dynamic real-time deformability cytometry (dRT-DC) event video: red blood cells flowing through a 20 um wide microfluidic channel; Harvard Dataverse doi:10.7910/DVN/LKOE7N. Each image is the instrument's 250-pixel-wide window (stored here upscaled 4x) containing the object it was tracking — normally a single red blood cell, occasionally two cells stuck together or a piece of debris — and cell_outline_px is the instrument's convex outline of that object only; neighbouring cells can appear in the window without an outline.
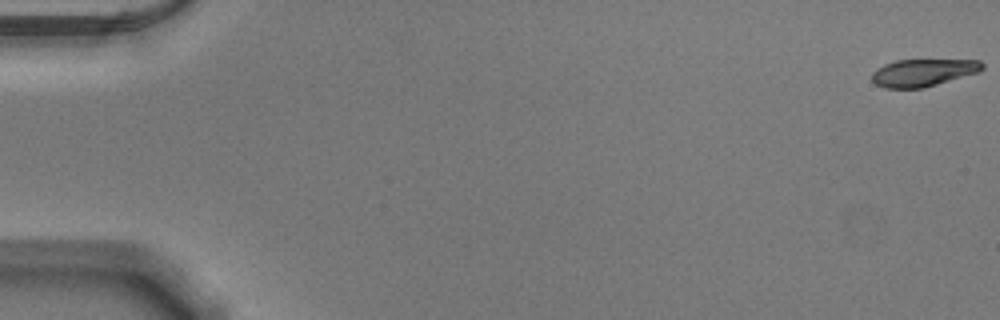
{"species": "Egyptian fruit bat (a non-hibernating species)", "species_latin": "Rousettus aegyptiacus", "temperature_condition": "warm", "stored_images_in_passage": 53, "camera_frame_rate_fps": 3000, "um_per_image_px": 0.085, "animal": {"sex": "male"}, "frame": {"image": 1, "passage_image": 1, "time_ms": 0.0, "image_size_px": [1000, 320], "cell_outline_px": [[984, 68], [980, 72], [924, 88], [884, 88], [876, 84], [872, 80], [872, 72], [876, 68], [884, 64], [896, 60], [980, 60], [984, 64]], "centroid_in_image_um": [78.47, 6.17], "position_along_channel_um": 6.5, "area_um2": 17.74}}
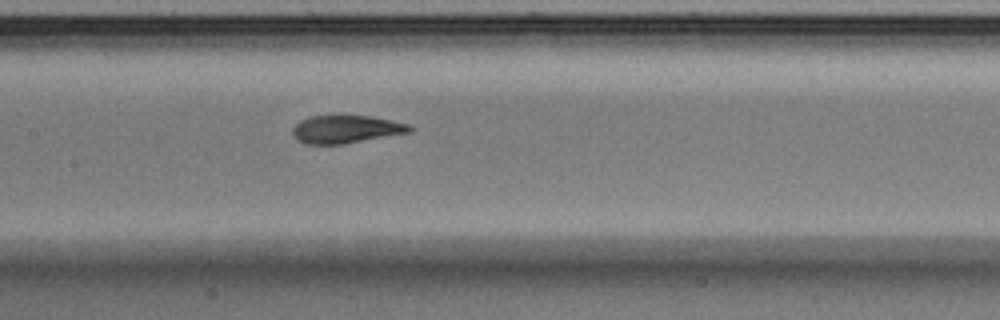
{"frame": {"image": 2, "passage_image": 27, "time_ms": 8.667, "image_size_px": [1000, 320], "cell_outline_px": [[416, 128], [412, 132], [344, 144], [304, 144], [296, 140], [292, 136], [292, 128], [300, 120], [312, 116], [372, 116], [412, 124]], "centroid_in_image_um": [29.45, 10.99], "position_along_channel_um": 177.9, "area_um2": 19.36}}
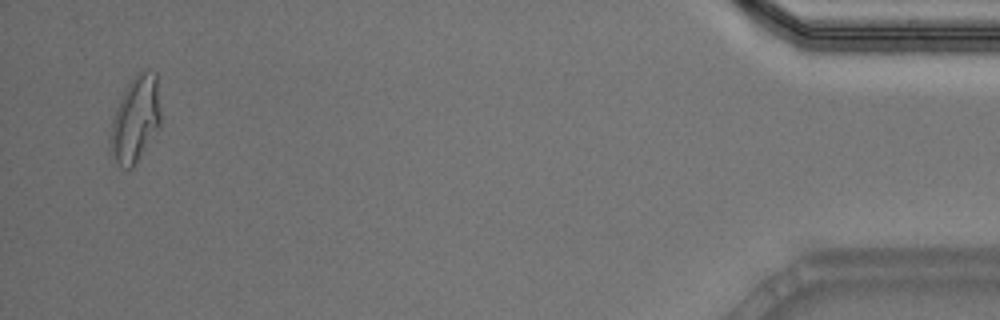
{"frame": {"image": 3, "passage_image": 52, "time_ms": 17.0, "image_size_px": [1000, 320], "cell_outline_px": [[160, 124], [132, 168], [124, 168], [108, 152], [108, 136], [112, 120], [116, 108], [128, 80], [140, 68], [148, 68], [156, 72], [160, 112]], "centroid_in_image_um": [11.47, 10.05], "position_along_channel_um": 423.7, "area_um2": 25.55}, "authors_computed_cell_mechanics": {"area_um2": 19.5942, "velocity_mm_per_s": 3.8758, "shape_relaxation_time_tau1_ms": 7.1596, "shape_relaxation_time_tau2_ms": 1.1724, "deformation_change_tau1": 0.2593, "deformation_change_tau2": 0.0853}}